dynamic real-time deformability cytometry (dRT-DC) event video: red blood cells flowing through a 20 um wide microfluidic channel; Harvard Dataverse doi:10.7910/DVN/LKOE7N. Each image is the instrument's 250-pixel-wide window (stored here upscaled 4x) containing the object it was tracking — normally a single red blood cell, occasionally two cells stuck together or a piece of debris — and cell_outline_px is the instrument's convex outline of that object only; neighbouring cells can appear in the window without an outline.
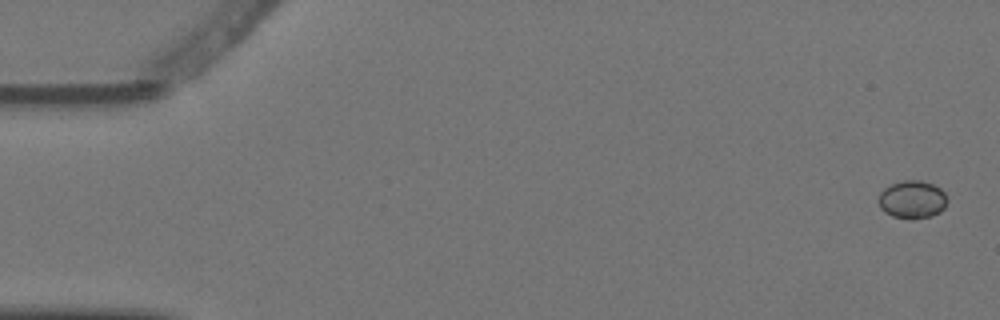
{"species": "Egyptian fruit bat (a non-hibernating species)", "species_latin": "Rousettus aegyptiacus", "temperature_condition": "warm", "stored_images_in_passage": 6, "camera_frame_rate_fps": 3000, "um_per_image_px": 0.085, "animal": {"sex": "female"}, "frame": {"image": 1, "passage_image": 1, "time_ms": 0.0, "image_size_px": [1000, 320], "cell_outline_px": [[948, 200], [944, 208], [940, 212], [932, 216], [912, 220], [892, 216], [884, 212], [880, 208], [876, 200], [880, 192], [884, 188], [900, 180], [920, 180], [932, 184], [940, 188], [944, 192]], "centroid_in_image_um": [77.52, 16.97], "position_along_channel_um": 7.5, "area_um2": 15.55}}
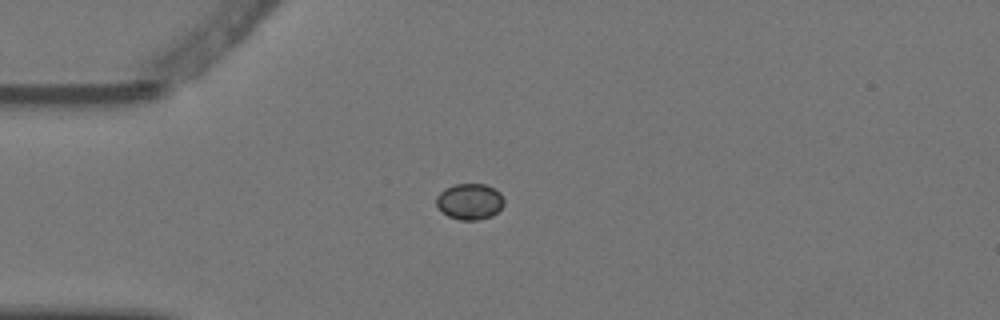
{"frame": {"image": 2, "passage_image": 4, "time_ms": 1.0, "image_size_px": [1000, 320], "cell_outline_px": [[504, 204], [492, 216], [476, 220], [460, 220], [448, 216], [436, 204], [436, 196], [444, 188], [456, 184], [484, 184], [500, 192], [504, 200]], "centroid_in_image_um": [39.92, 17.12], "position_along_channel_um": 45.1, "area_um2": 14.1}}
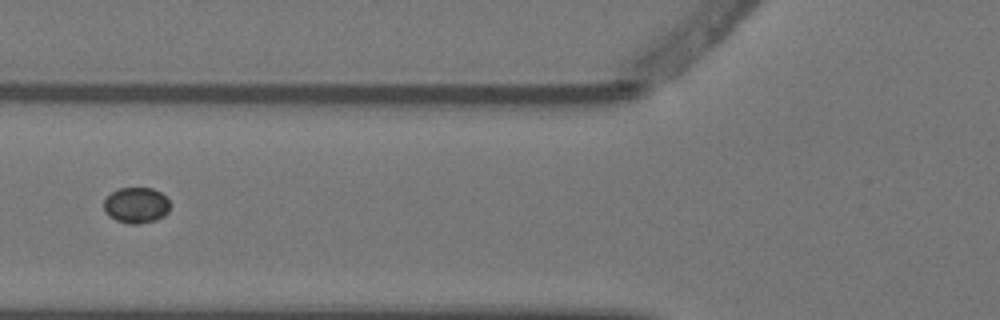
{"frame": {"image": 3, "passage_image": 6, "time_ms": 1.667, "image_size_px": [1000, 320], "cell_outline_px": [[168, 212], [164, 216], [140, 224], [128, 224], [116, 220], [108, 216], [104, 208], [104, 200], [112, 192], [120, 188], [152, 188], [160, 192], [168, 200]], "centroid_in_image_um": [11.55, 17.45], "position_along_channel_um": 114.2, "area_um2": 13.64}}